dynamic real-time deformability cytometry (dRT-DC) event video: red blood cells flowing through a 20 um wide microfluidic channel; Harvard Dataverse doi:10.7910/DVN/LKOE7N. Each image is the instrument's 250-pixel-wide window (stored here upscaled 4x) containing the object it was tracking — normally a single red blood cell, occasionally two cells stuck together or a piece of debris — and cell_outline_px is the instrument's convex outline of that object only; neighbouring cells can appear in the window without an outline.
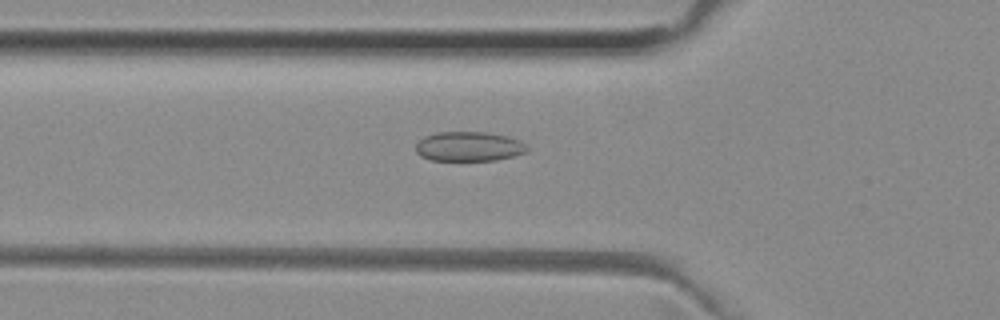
{"species": "common noctule bat (a hibernating species)", "species_latin": "Nyctalus noctula", "temperature_condition": "room temperature", "stored_images_in_passage": 51, "camera_frame_rate_fps": 3000, "um_per_image_px": 0.085, "animal": {"sex": "female", "body_mass_g": 29.2, "forearm_length_mm": 56.3}, "frame": {"image": 1, "passage_image": 17, "time_ms": 5.333, "image_size_px": [1000, 320], "cell_outline_px": [[528, 152], [496, 160], [432, 160], [420, 156], [416, 152], [416, 144], [424, 136], [436, 132], [484, 132], [508, 136], [520, 140], [528, 148]], "centroid_in_image_um": [39.85, 12.44], "position_along_channel_um": 85.9, "area_um2": 19.19}}
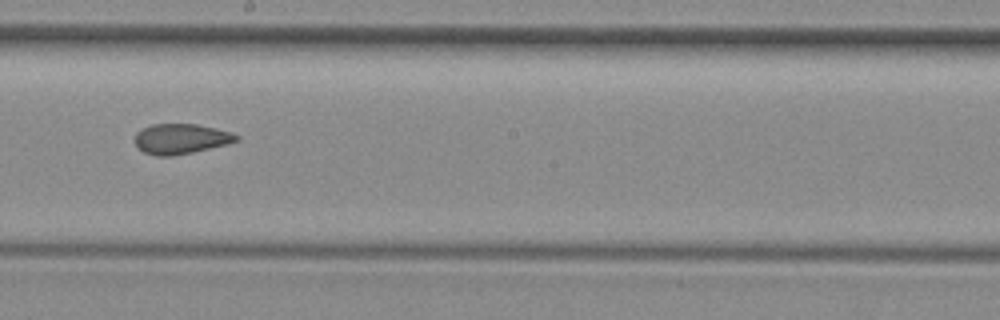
{"frame": {"image": 2, "passage_image": 28, "time_ms": 9.0, "image_size_px": [1000, 320], "cell_outline_px": [[240, 140], [228, 144], [192, 152], [172, 156], [156, 156], [144, 152], [136, 144], [136, 132], [152, 124], [196, 124], [216, 128], [232, 132], [240, 136]], "centroid_in_image_um": [15.43, 11.8], "position_along_channel_um": 232.8, "area_um2": 17.8}}
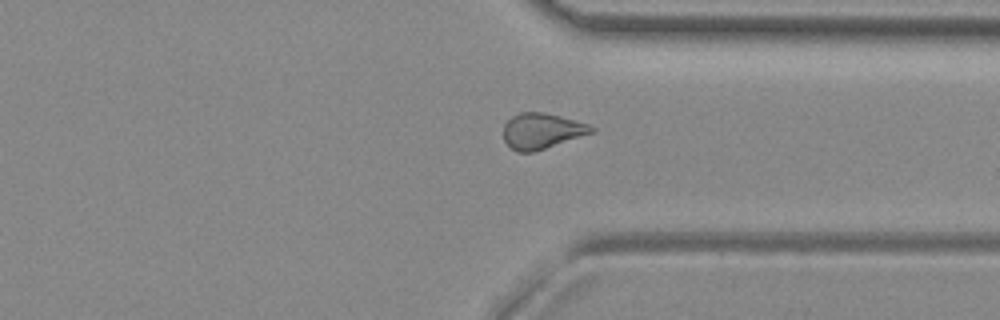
{"frame": {"image": 3, "passage_image": 38, "time_ms": 12.333, "image_size_px": [1000, 320], "cell_outline_px": [[596, 132], [532, 152], [516, 152], [504, 140], [504, 124], [512, 116], [520, 112], [544, 112], [576, 120], [588, 124], [596, 128]], "centroid_in_image_um": [46.08, 11.12], "position_along_channel_um": 365.3, "area_um2": 18.26}, "authors_computed_cell_mechanics": {"area_um2": 19.074, "velocity_mm_per_s": 3.9922, "shape_relaxation_time_tau1_ms": null, "shape_relaxation_time_tau2_ms": 2.0166, "deformation_change_tau1": null, "deformation_change_tau2": 0.0819}}